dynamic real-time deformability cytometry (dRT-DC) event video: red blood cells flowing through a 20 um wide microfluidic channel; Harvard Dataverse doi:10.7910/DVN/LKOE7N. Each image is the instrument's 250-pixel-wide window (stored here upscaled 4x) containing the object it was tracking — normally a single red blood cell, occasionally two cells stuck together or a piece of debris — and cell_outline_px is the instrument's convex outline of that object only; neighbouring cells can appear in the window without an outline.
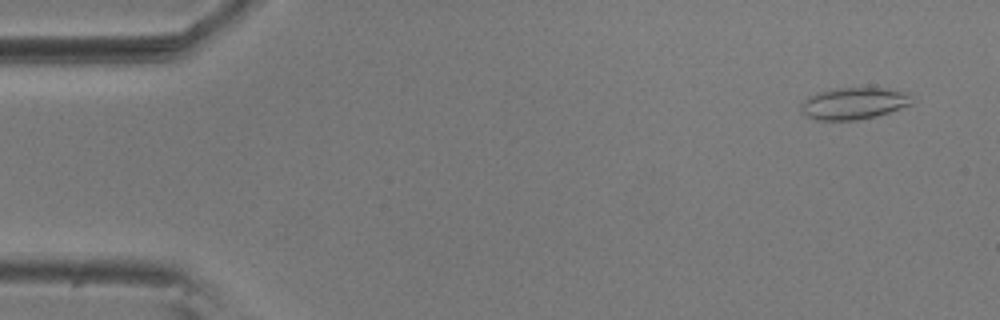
{"species": "common noctule bat (a hibernating species)", "species_latin": "Nyctalus noctula", "temperature_condition": "room temperature", "stored_images_in_passage": 55, "camera_frame_rate_fps": 3000, "um_per_image_px": 0.085, "animal": {"sex": "male", "body_mass_g": 20.5, "forearm_length_mm": 52.5}, "frame": {"image": 1, "passage_image": 3, "time_ms": 0.667, "image_size_px": [1000, 320], "cell_outline_px": [[912, 104], [876, 116], [860, 120], [816, 120], [804, 116], [800, 108], [800, 104], [808, 96], [816, 92], [840, 88], [884, 88], [900, 92], [908, 96]], "centroid_in_image_um": [72.46, 8.81], "position_along_channel_um": 12.5, "area_um2": 20.35}}
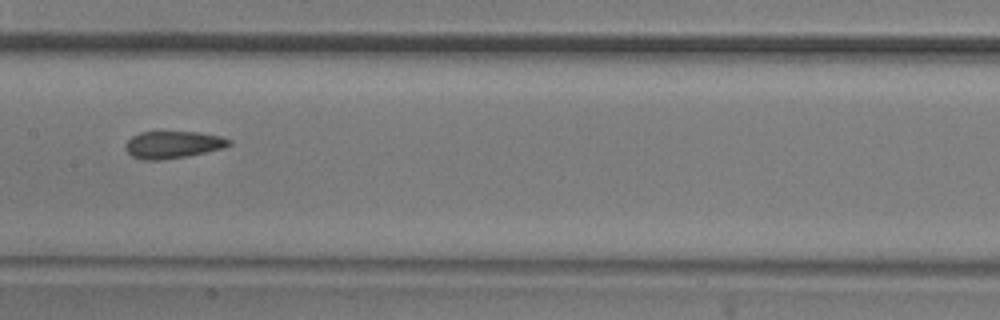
{"frame": {"image": 2, "passage_image": 27, "time_ms": 8.667, "image_size_px": [1000, 320], "cell_outline_px": [[232, 144], [224, 148], [188, 156], [160, 160], [144, 160], [132, 156], [124, 148], [124, 144], [132, 136], [140, 132], [200, 132], [220, 136], [232, 140]], "centroid_in_image_um": [14.71, 12.3], "position_along_channel_um": 192.7, "area_um2": 16.53}}
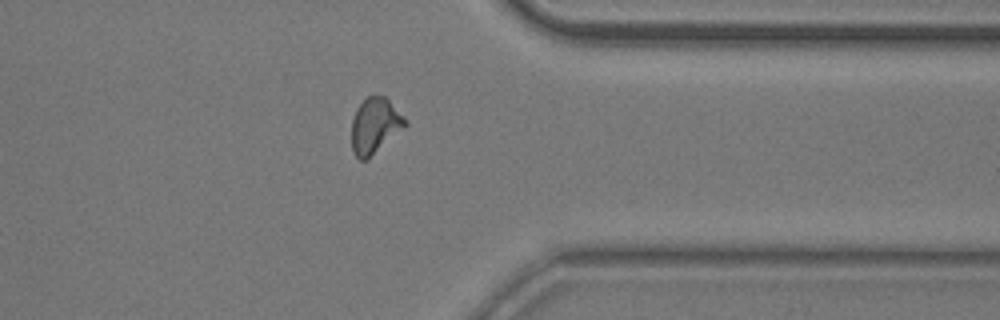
{"frame": {"image": 3, "passage_image": 43, "time_ms": 14.0, "image_size_px": [1000, 320], "cell_outline_px": [[408, 124], [404, 128], [364, 160], [360, 160], [352, 152], [352, 120], [356, 108], [368, 96], [384, 96], [408, 120]], "centroid_in_image_um": [31.87, 10.66], "position_along_channel_um": 379.5, "area_um2": 16.94}, "authors_computed_cell_mechanics": {"area_um2": 16.8776, "velocity_mm_per_s": 3.659, "shape_relaxation_time_tau1_ms": null, "shape_relaxation_time_tau2_ms": 1.6291, "deformation_change_tau1": null, "deformation_change_tau2": 0.0791}}